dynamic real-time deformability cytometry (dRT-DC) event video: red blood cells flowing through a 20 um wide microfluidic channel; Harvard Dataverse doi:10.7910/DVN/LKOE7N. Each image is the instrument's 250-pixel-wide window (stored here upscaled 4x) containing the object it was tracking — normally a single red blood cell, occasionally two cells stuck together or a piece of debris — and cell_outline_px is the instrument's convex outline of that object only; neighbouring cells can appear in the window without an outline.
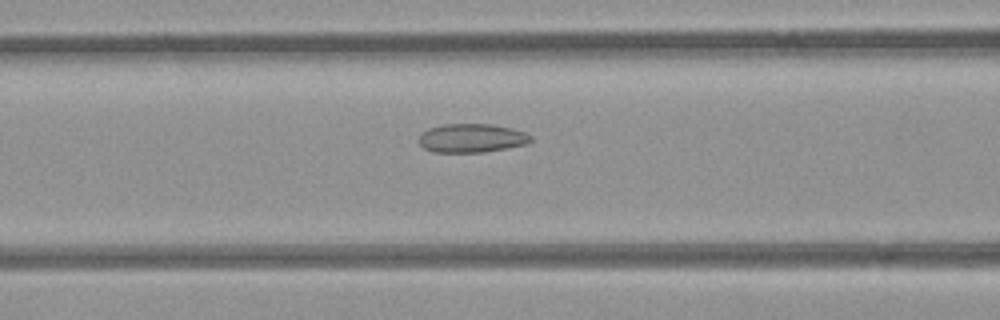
{"species": "common noctule bat (a hibernating species)", "species_latin": "Nyctalus noctula", "temperature_condition": "room temperature", "stored_images_in_passage": 13, "camera_frame_rate_fps": 3000, "um_per_image_px": 0.085, "animal": {"sex": "female", "body_mass_g": 21.9}, "frame": {"image": 1, "passage_image": 11, "time_ms": 3.333, "image_size_px": [1000, 320], "cell_outline_px": [[532, 140], [528, 144], [484, 152], [432, 152], [424, 148], [420, 144], [420, 136], [428, 128], [444, 124], [492, 124], [512, 128], [524, 132], [532, 136]], "centroid_in_image_um": [40.12, 11.74], "position_along_channel_um": 126.5, "area_um2": 18.73}}